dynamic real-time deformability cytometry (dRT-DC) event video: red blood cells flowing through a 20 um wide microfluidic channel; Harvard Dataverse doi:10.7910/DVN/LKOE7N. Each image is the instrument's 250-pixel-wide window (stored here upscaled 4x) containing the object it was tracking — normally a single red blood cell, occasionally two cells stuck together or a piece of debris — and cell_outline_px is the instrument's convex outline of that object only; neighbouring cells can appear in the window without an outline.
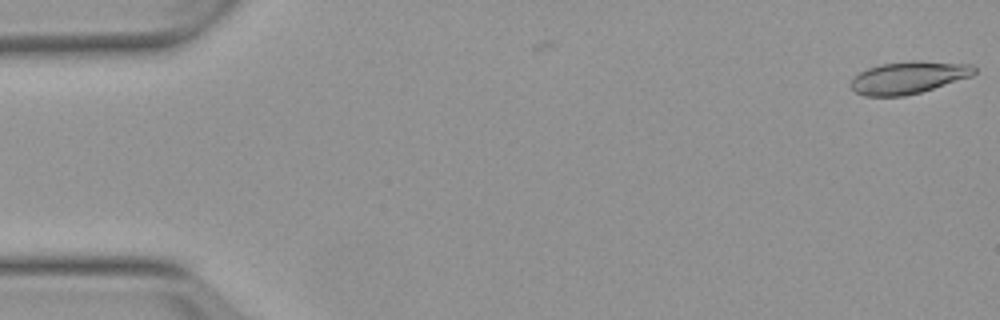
{"species": "Egyptian fruit bat (a non-hibernating species)", "species_latin": "Rousettus aegyptiacus", "temperature_condition": "warm", "stored_images_in_passage": 4, "camera_frame_rate_fps": 3000, "um_per_image_px": 0.085, "animal": {"sex": "female"}, "frame": {"image": 1, "passage_image": 4, "time_ms": 1.0, "image_size_px": [1000, 320], "cell_outline_px": [[976, 72], [972, 76], [920, 92], [904, 96], [864, 96], [856, 92], [852, 88], [852, 80], [860, 72], [868, 68], [880, 64], [912, 60], [920, 60], [972, 64], [976, 68]], "centroid_in_image_um": [77.26, 6.57], "position_along_channel_um": 7.7, "area_um2": 23.18}}